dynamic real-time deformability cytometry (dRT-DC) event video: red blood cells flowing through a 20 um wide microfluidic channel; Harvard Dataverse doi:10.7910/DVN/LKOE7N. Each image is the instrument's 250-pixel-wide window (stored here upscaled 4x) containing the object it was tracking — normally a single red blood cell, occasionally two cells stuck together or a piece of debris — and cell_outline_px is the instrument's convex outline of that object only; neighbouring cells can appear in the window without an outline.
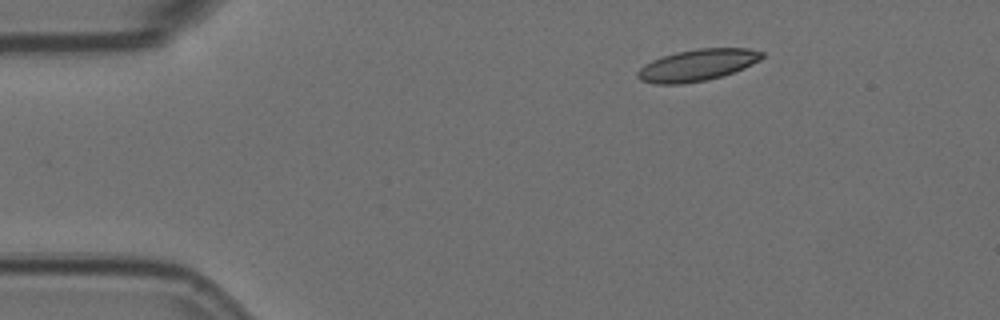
{"species": "Egyptian fruit bat (a non-hibernating species)", "species_latin": "Rousettus aegyptiacus", "temperature_condition": "room temperature", "stored_images_in_passage": 49, "camera_frame_rate_fps": 3000, "um_per_image_px": 0.085, "animal": {"sex": "female"}, "frame": {"image": 1, "passage_image": 1, "time_ms": 0.0, "image_size_px": [1000, 320], "cell_outline_px": [[764, 56], [760, 60], [744, 68], [724, 76], [704, 80], [680, 84], [656, 84], [640, 80], [636, 76], [636, 72], [644, 64], [660, 56], [676, 52], [696, 48], [748, 48], [764, 52]], "centroid_in_image_um": [59.26, 5.53], "position_along_channel_um": 25.7, "area_um2": 23.12}}
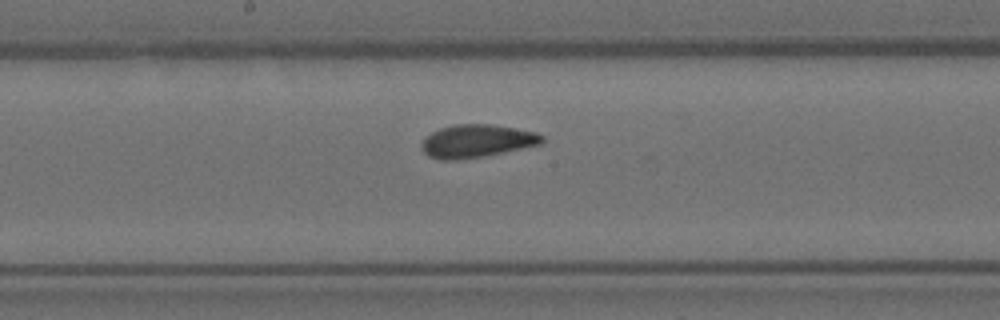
{"frame": {"image": 2, "passage_image": 22, "time_ms": 7.0, "image_size_px": [1000, 320], "cell_outline_px": [[544, 140], [540, 144], [484, 156], [456, 160], [440, 160], [428, 156], [420, 148], [420, 144], [424, 136], [440, 128], [452, 124], [492, 124], [536, 132], [544, 136]], "centroid_in_image_um": [40.46, 11.98], "position_along_channel_um": 207.7, "area_um2": 23.24}}
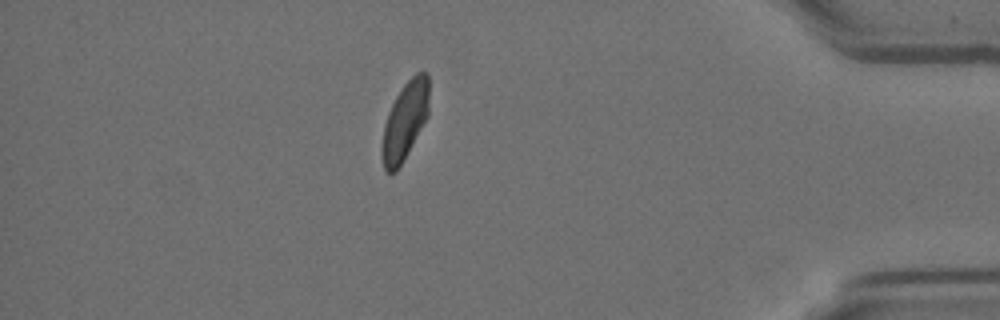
{"frame": {"image": 3, "passage_image": 42, "time_ms": 13.667, "image_size_px": [1000, 320], "cell_outline_px": [[428, 116], [396, 172], [388, 172], [384, 168], [380, 152], [384, 124], [388, 112], [396, 96], [404, 84], [416, 72], [428, 72]], "centroid_in_image_um": [34.4, 10.27], "position_along_channel_um": 400.8, "area_um2": 21.15}, "authors_computed_cell_mechanics": {"area_um2": 22.7154, "velocity_mm_per_s": 3.5341, "shape_relaxation_time_tau1_ms": 8.5353, "shape_relaxation_time_tau2_ms": 1.6852, "deformation_change_tau1": 0.1797, "deformation_change_tau2": 0.0782}}